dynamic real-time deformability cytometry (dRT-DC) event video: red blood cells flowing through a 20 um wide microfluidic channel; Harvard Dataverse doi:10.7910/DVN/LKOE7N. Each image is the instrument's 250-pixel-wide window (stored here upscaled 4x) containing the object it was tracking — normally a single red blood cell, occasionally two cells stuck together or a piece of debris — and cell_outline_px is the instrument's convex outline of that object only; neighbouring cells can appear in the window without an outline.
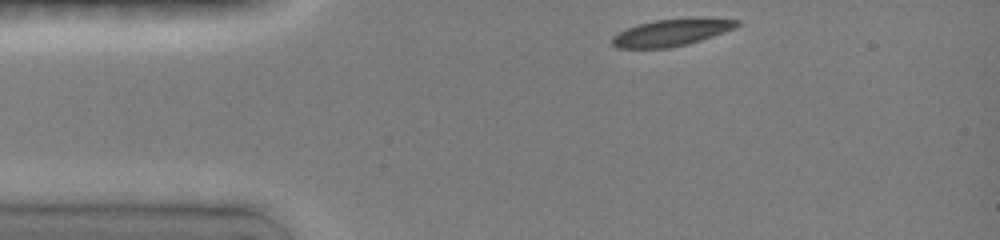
{"species": "common noctule bat (a hibernating species)", "species_latin": "Nyctalus noctula", "temperature_condition": "room temperature", "stored_images_in_passage": 41, "camera_frame_rate_fps": 3000, "um_per_image_px": 0.085, "animal": {"sex": "female", "body_mass_g": 19.0, "forearm_length_mm": 51.5}, "frame": {"image": 1, "passage_image": 1, "time_ms": 0.0, "image_size_px": [1000, 240], "cell_outline_px": [[740, 24], [732, 28], [684, 44], [668, 48], [616, 48], [612, 44], [612, 36], [636, 24], [656, 20], [696, 16], [740, 20]], "centroid_in_image_um": [57.03, 2.73], "position_along_channel_um": 28.0, "area_um2": 19.36}}
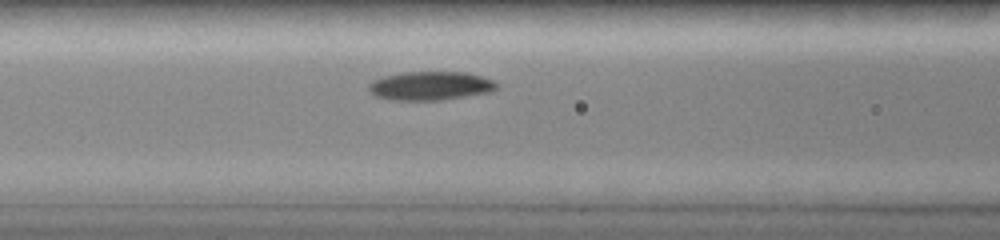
{"frame": {"image": 2, "passage_image": 15, "time_ms": 3.667, "image_size_px": [1000, 240], "cell_outline_px": [[496, 88], [488, 92], [440, 100], [396, 100], [376, 96], [368, 88], [368, 84], [384, 76], [404, 72], [468, 72], [492, 80], [496, 84]], "centroid_in_image_um": [36.57, 7.29], "position_along_channel_um": 130.0, "area_um2": 20.98}}
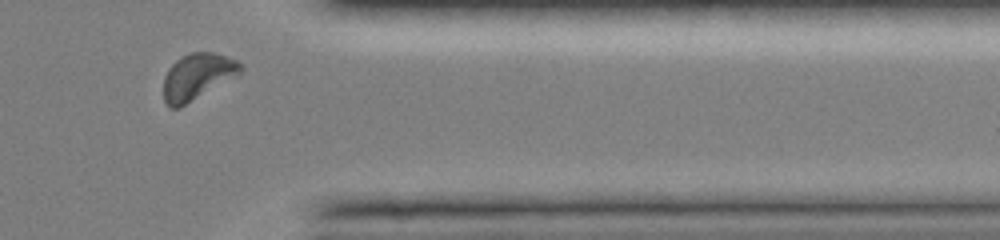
{"frame": {"image": 3, "passage_image": 39, "time_ms": 10.333, "image_size_px": [1000, 240], "cell_outline_px": [[244, 68], [236, 76], [180, 108], [168, 108], [164, 100], [164, 76], [168, 68], [176, 60], [192, 52], [212, 52], [236, 60]], "centroid_in_image_um": [16.75, 6.53], "position_along_channel_um": 394.7, "area_um2": 20.58}, "authors_computed_cell_mechanics": {"area_um2": 20.1144, "velocity_mm_per_s": 3.9984, "shape_relaxation_time_tau1_ms": 1.2937, "shape_relaxation_time_tau2_ms": null, "deformation_change_tau1": 0.0989, "deformation_change_tau2": null}}